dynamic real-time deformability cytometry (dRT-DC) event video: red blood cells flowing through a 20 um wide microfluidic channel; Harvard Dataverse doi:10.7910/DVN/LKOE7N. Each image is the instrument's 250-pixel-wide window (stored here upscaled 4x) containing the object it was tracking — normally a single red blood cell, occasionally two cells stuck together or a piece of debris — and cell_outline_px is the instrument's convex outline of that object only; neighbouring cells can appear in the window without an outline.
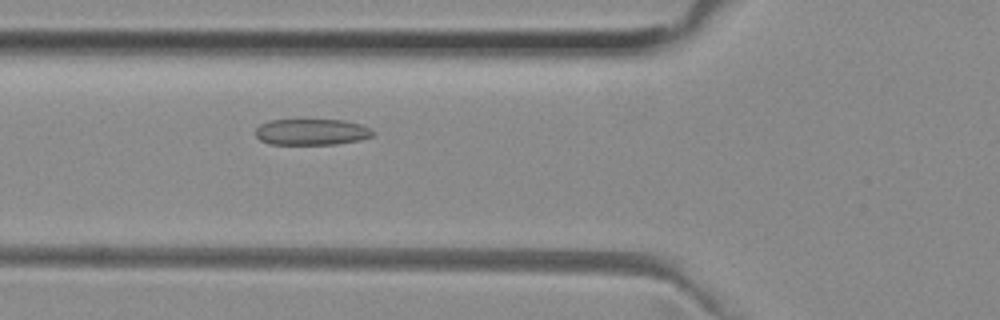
{"species": "common noctule bat (a hibernating species)", "species_latin": "Nyctalus noctula", "temperature_condition": "room temperature", "stored_images_in_passage": 33, "camera_frame_rate_fps": 3000, "um_per_image_px": 0.085, "animal": {"sex": "female", "body_mass_g": 29.2, "forearm_length_mm": 56.3}, "frame": {"image": 1, "passage_image": 5, "time_ms": 1.333, "image_size_px": [1000, 320], "cell_outline_px": [[376, 132], [372, 136], [360, 140], [336, 144], [268, 144], [260, 140], [256, 136], [256, 128], [260, 124], [272, 120], [344, 120], [360, 124]], "centroid_in_image_um": [26.49, 11.22], "position_along_channel_um": 99.3, "area_um2": 17.86}}
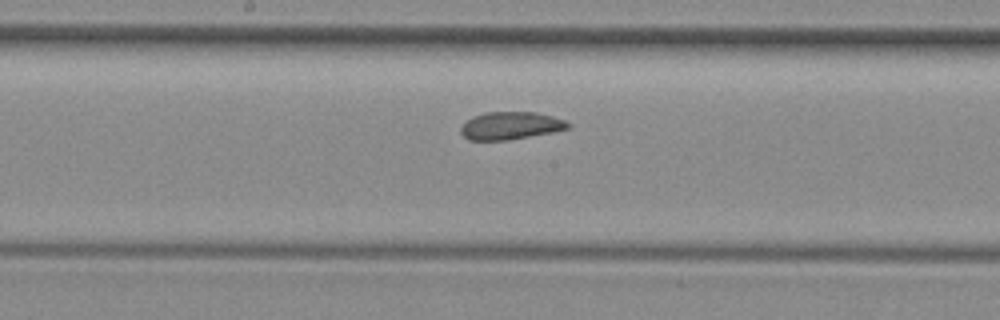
{"frame": {"image": 2, "passage_image": 13, "time_ms": 4.0, "image_size_px": [1000, 320], "cell_outline_px": [[572, 124], [568, 128], [552, 132], [508, 140], [468, 140], [460, 132], [460, 128], [472, 116], [484, 112], [536, 112], [552, 116], [564, 120]], "centroid_in_image_um": [43.38, 10.68], "position_along_channel_um": 204.8, "area_um2": 17.22}}
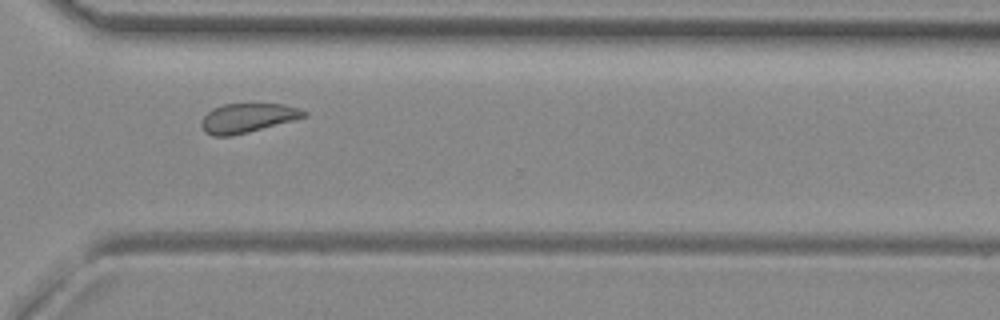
{"frame": {"image": 3, "passage_image": 24, "time_ms": 7.667, "image_size_px": [1000, 320], "cell_outline_px": [[308, 112], [304, 116], [292, 120], [248, 132], [232, 136], [212, 136], [204, 132], [200, 124], [200, 120], [212, 108], [224, 104], [284, 104], [300, 108]], "centroid_in_image_um": [20.98, 10.03], "position_along_channel_um": 349.6, "area_um2": 17.4}, "authors_computed_cell_mechanics": {"area_um2": 17.8602, "velocity_mm_per_s": 3.9487, "shape_relaxation_time_tau1_ms": 4.4631, "shape_relaxation_time_tau2_ms": 1.3139, "deformation_change_tau1": 0.0969, "deformation_change_tau2": 0.0739}}